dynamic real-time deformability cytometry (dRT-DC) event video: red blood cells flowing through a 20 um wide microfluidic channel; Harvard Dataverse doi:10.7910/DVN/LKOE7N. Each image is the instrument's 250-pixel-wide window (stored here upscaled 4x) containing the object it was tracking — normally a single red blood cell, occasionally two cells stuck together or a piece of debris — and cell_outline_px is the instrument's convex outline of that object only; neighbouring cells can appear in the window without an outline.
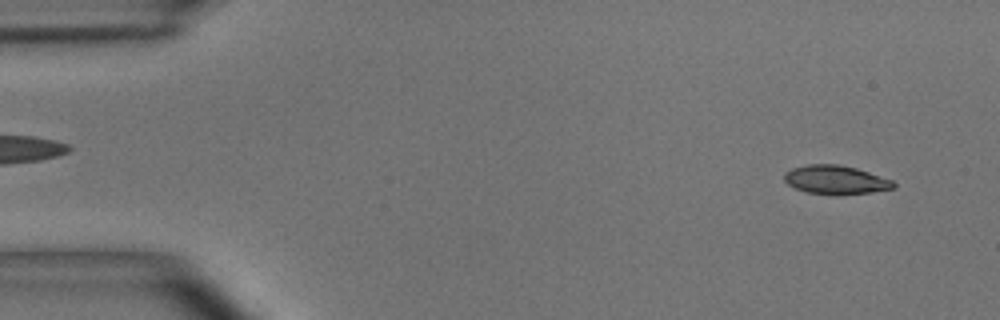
{"species": "common noctule bat (a hibernating species)", "species_latin": "Nyctalus noctula", "temperature_condition": "room temperature", "stored_images_in_passage": 54, "camera_frame_rate_fps": 3000, "um_per_image_px": 0.085, "animal": {"sex": "male", "body_mass_g": 15.6}, "frame": {"image": 1, "passage_image": 3, "time_ms": 0.667, "image_size_px": [1000, 320], "cell_outline_px": [[896, 188], [872, 192], [836, 196], [808, 192], [796, 188], [788, 184], [784, 180], [784, 172], [792, 168], [808, 164], [840, 164], [856, 168], [892, 180], [896, 184]], "centroid_in_image_um": [71.04, 15.29], "position_along_channel_um": 14.0, "area_um2": 18.5}}
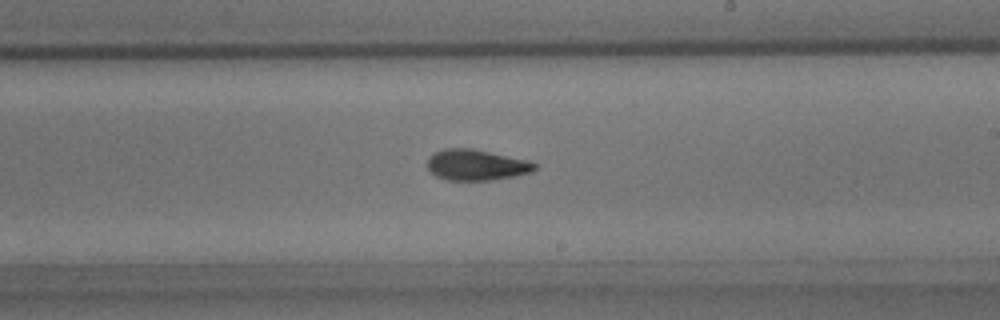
{"frame": {"image": 2, "passage_image": 31, "time_ms": 10.0, "image_size_px": [1000, 320], "cell_outline_px": [[536, 168], [532, 172], [516, 176], [492, 180], [444, 180], [436, 176], [428, 168], [428, 156], [444, 148], [472, 148], [524, 160], [536, 164]], "centroid_in_image_um": [40.45, 14.03], "position_along_channel_um": 248.6, "area_um2": 19.13}}
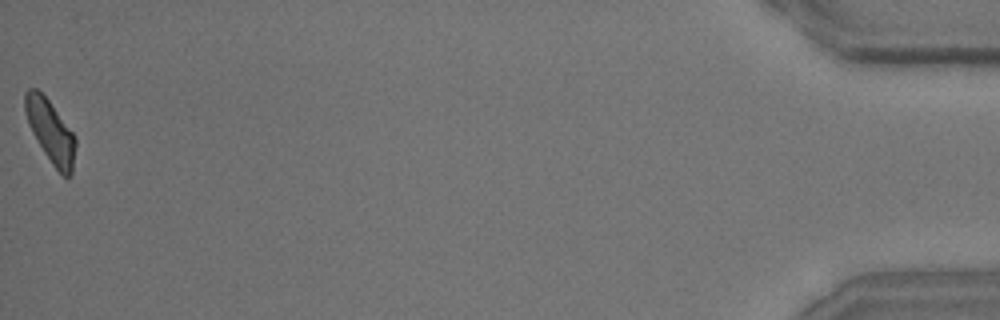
{"frame": {"image": 3, "passage_image": 54, "time_ms": 17.667, "image_size_px": [1000, 320], "cell_outline_px": [[76, 144], [72, 176], [64, 176], [52, 164], [44, 152], [32, 132], [28, 124], [24, 108], [24, 92], [28, 88], [36, 88], [48, 100], [76, 136]], "centroid_in_image_um": [4.29, 11.16], "position_along_channel_um": 430.9, "area_um2": 18.32}, "authors_computed_cell_mechanics": {"area_um2": 18.9584, "velocity_mm_per_s": 3.6281, "shape_relaxation_time_tau1_ms": 4.4315, "shape_relaxation_time_tau2_ms": 4.382, "deformation_change_tau1": 0.1601, "deformation_change_tau2": 0.1265}}